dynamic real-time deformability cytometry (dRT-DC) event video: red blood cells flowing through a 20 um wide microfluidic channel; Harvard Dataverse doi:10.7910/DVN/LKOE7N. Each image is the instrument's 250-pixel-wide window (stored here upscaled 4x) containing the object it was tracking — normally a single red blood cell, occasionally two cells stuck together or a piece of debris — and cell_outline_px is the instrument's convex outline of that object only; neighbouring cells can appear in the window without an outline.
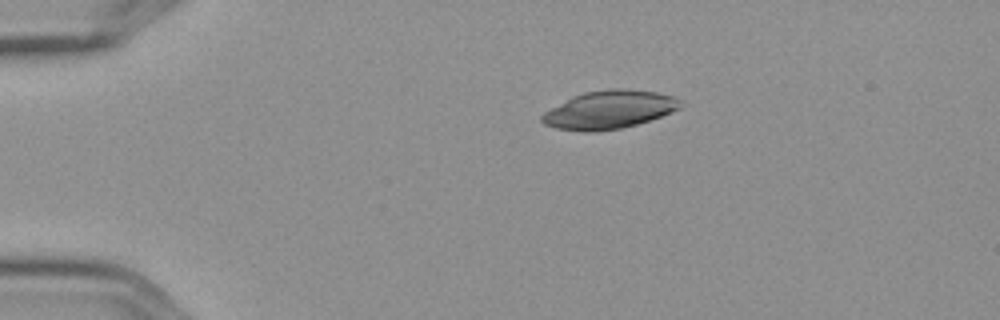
{"species": "Egyptian fruit bat (a non-hibernating species)", "species_latin": "Rousettus aegyptiacus", "temperature_condition": "cold", "stored_images_in_passage": 6, "camera_frame_rate_fps": 3000, "um_per_image_px": 0.085, "frame": {"image": 1, "passage_image": 4, "time_ms": 1.0, "image_size_px": [1000, 320], "cell_outline_px": [[684, 104], [680, 108], [672, 112], [636, 124], [620, 128], [592, 132], [584, 132], [556, 128], [544, 124], [540, 120], [540, 116], [544, 112], [572, 96], [584, 92], [608, 88], [628, 88], [656, 92], [672, 96], [680, 100]], "centroid_in_image_um": [51.77, 9.31], "position_along_channel_um": 33.2, "area_um2": 30.87}}
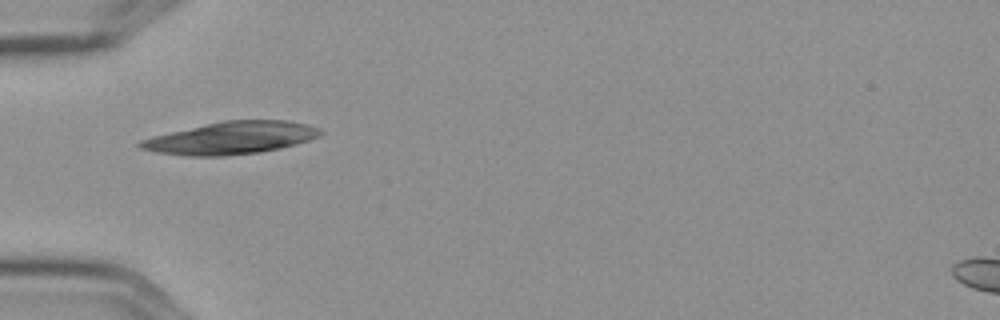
{"frame": {"image": 2, "passage_image": 6, "time_ms": 1.667, "image_size_px": [1000, 320], "cell_outline_px": [[324, 132], [320, 136], [308, 140], [280, 148], [260, 152], [224, 156], [192, 156], [156, 152], [140, 148], [136, 144], [140, 140], [152, 136], [204, 124], [224, 120], [288, 120], [308, 124], [320, 128]], "centroid_in_image_um": [19.65, 11.72], "position_along_channel_um": 65.3, "area_um2": 34.04}}